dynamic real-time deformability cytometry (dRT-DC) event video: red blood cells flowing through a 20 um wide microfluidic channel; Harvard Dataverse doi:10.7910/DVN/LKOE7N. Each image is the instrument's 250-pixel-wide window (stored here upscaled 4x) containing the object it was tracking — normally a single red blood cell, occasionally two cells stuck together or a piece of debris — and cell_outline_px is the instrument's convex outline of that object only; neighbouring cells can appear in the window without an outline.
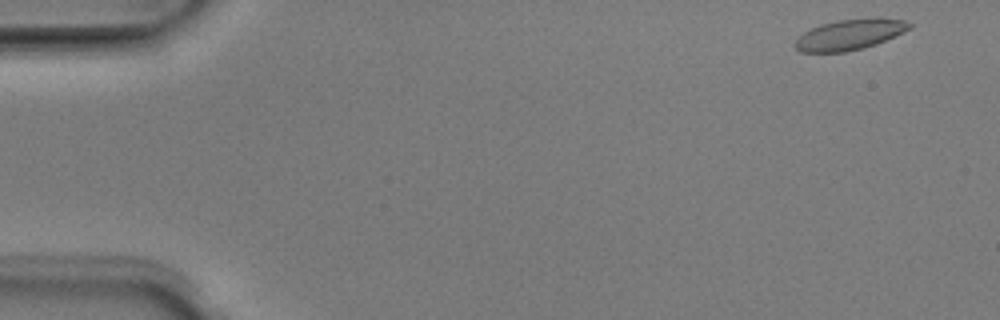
{"species": "Egyptian fruit bat (a non-hibernating species)", "species_latin": "Rousettus aegyptiacus", "temperature_condition": "room temperature", "stored_images_in_passage": 50, "camera_frame_rate_fps": 3000, "um_per_image_px": 0.085, "animal": {"sex": "male"}, "frame": {"image": 1, "passage_image": 2, "time_ms": 0.333, "image_size_px": [1000, 320], "cell_outline_px": [[912, 28], [876, 44], [844, 52], [800, 52], [792, 44], [804, 32], [820, 24], [836, 20], [904, 20], [912, 24]], "centroid_in_image_um": [72.15, 2.97], "position_along_channel_um": 12.9, "area_um2": 19.59}}
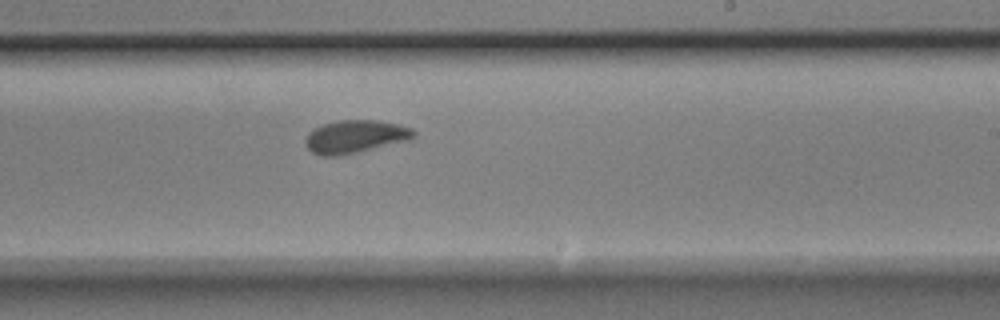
{"frame": {"image": 2, "passage_image": 30, "time_ms": 9.667, "image_size_px": [1000, 320], "cell_outline_px": [[416, 136], [408, 140], [356, 152], [336, 156], [320, 156], [312, 152], [304, 144], [304, 140], [308, 132], [312, 128], [320, 124], [340, 120], [376, 120], [400, 124], [412, 128], [416, 132]], "centroid_in_image_um": [30.15, 11.59], "position_along_channel_um": 258.8, "area_um2": 20.92}}
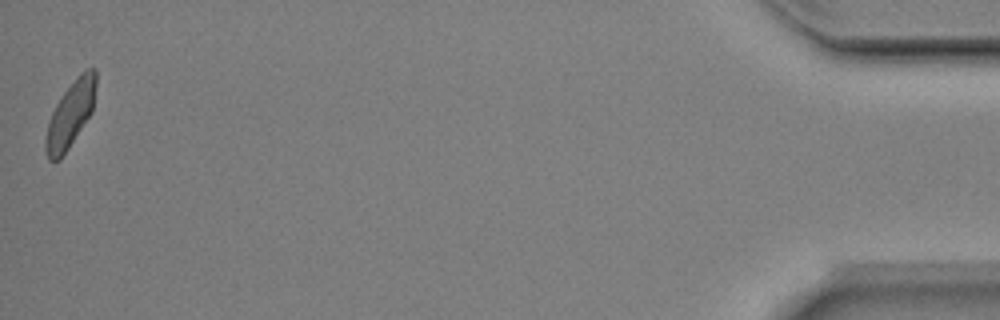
{"frame": {"image": 3, "passage_image": 50, "time_ms": 16.333, "image_size_px": [1000, 320], "cell_outline_px": [[96, 84], [92, 112], [60, 160], [48, 160], [44, 148], [44, 140], [48, 120], [56, 104], [64, 92], [80, 72], [88, 68], [96, 68]], "centroid_in_image_um": [5.97, 9.72], "position_along_channel_um": 429.2, "area_um2": 19.25}, "authors_computed_cell_mechanics": {"area_um2": 20.2589, "velocity_mm_per_s": 3.9612, "shape_relaxation_time_tau1_ms": 3.5742, "shape_relaxation_time_tau2_ms": 1.5334, "deformation_change_tau1": 0.1048, "deformation_change_tau2": 0.0682}}